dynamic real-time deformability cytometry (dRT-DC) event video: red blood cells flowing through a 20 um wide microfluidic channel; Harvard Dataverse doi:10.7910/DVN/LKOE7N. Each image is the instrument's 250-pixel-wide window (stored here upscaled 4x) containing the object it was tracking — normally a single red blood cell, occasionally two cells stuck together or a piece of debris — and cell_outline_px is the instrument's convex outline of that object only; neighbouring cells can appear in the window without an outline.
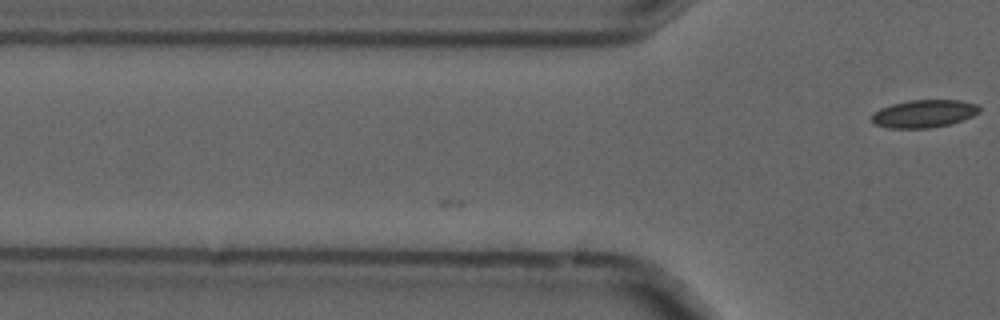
{"species": "common noctule bat (a hibernating species)", "species_latin": "Nyctalus noctula", "temperature_condition": "cold", "stored_images_in_passage": 2, "camera_frame_rate_fps": 3000, "um_per_image_px": 0.085, "animal": {"sex": "male", "forearm_length_mm": 52.5}, "frame": {"image": 1, "passage_image": 2, "time_ms": 0.333, "image_size_px": [1000, 320], "cell_outline_px": [[980, 112], [972, 116], [948, 124], [932, 128], [888, 128], [876, 124], [872, 120], [872, 112], [880, 108], [892, 104], [908, 100], [960, 100], [976, 104], [980, 108]], "centroid_in_image_um": [78.51, 9.65], "position_along_channel_um": 47.3, "area_um2": 17.34}}